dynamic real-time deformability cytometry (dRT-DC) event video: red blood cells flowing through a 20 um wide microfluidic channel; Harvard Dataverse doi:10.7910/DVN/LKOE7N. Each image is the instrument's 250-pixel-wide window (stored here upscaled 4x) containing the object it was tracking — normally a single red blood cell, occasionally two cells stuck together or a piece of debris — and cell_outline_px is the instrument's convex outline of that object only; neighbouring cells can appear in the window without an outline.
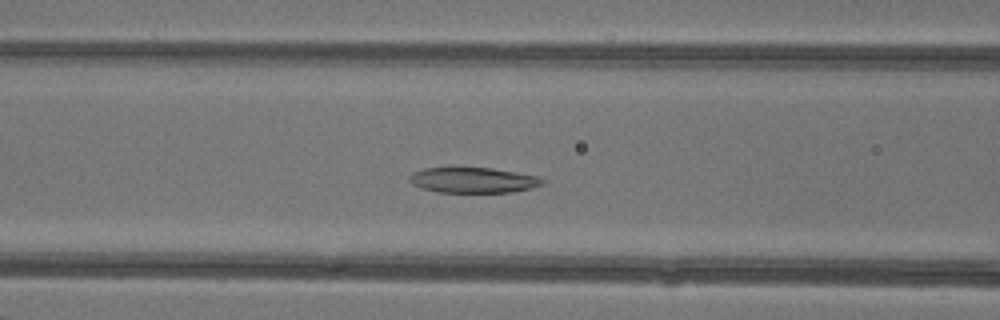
{"species": "common noctule bat (a hibernating species)", "species_latin": "Nyctalus noctula", "temperature_condition": "warm", "stored_images_in_passage": 27, "camera_frame_rate_fps": 3000, "um_per_image_px": 0.085, "animal": {"sex": "female"}, "frame": {"image": 1, "passage_image": 17, "time_ms": 5.333, "image_size_px": [1000, 320], "cell_outline_px": [[544, 184], [532, 188], [512, 192], [436, 192], [420, 188], [412, 184], [408, 180], [408, 176], [412, 172], [424, 168], [452, 164], [492, 168], [540, 176], [544, 180]], "centroid_in_image_um": [40.14, 15.26], "position_along_channel_um": 126.5, "area_um2": 20.87}}
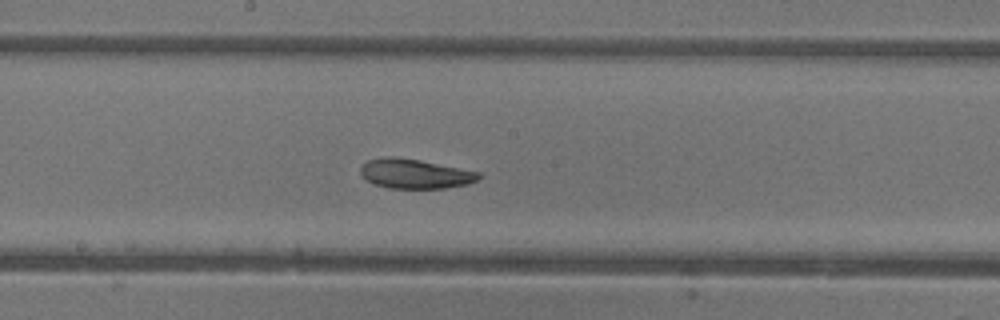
{"frame": {"image": 2, "passage_image": 23, "time_ms": 7.333, "image_size_px": [1000, 320], "cell_outline_px": [[480, 176], [476, 180], [468, 184], [444, 188], [388, 188], [372, 184], [360, 172], [360, 168], [368, 160], [388, 156], [392, 156], [420, 160], [480, 172]], "centroid_in_image_um": [35.26, 14.77], "position_along_channel_um": 212.9, "area_um2": 20.17}}
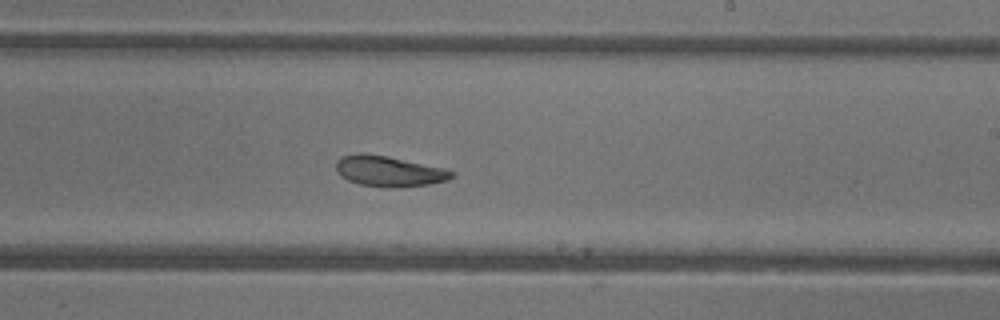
{"frame": {"image": 3, "passage_image": 26, "time_ms": 8.333, "image_size_px": [1000, 320], "cell_outline_px": [[456, 176], [448, 180], [428, 184], [396, 188], [388, 188], [360, 184], [348, 180], [336, 172], [336, 160], [340, 156], [360, 152], [388, 156], [444, 168], [456, 172]], "centroid_in_image_um": [33.06, 14.55], "position_along_channel_um": 255.9, "area_um2": 20.87}}